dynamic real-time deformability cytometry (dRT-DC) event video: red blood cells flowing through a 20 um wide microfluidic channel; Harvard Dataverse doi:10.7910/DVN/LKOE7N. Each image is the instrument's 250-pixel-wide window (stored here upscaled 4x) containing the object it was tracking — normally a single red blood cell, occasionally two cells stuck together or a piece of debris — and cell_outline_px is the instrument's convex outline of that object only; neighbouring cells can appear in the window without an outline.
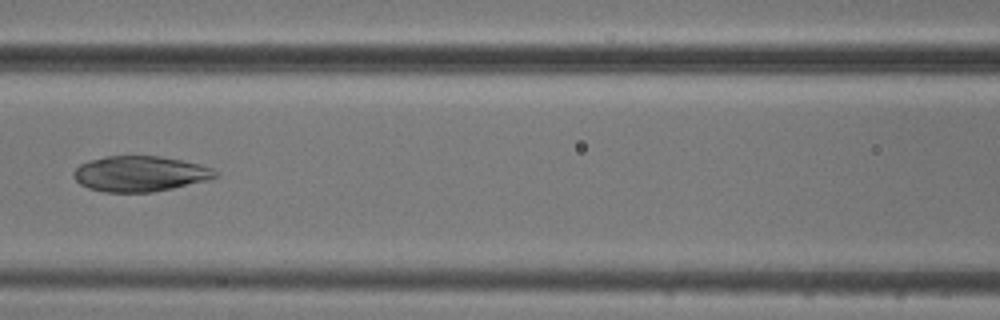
{"species": "common noctule bat (a hibernating species)", "species_latin": "Nyctalus noctula", "temperature_condition": "cold", "stored_images_in_passage": 9, "camera_frame_rate_fps": 3000, "um_per_image_px": 0.085, "animal": {"sex": "male", "body_mass_g": 20.5, "forearm_length_mm": 52.5}, "frame": {"image": 1, "passage_image": 6, "time_ms": 6.667, "image_size_px": [1000, 320], "cell_outline_px": [[220, 176], [172, 188], [152, 192], [104, 192], [88, 188], [80, 184], [72, 176], [72, 172], [80, 164], [88, 160], [104, 156], [160, 156], [180, 160], [212, 168], [220, 172]], "centroid_in_image_um": [11.85, 14.76], "position_along_channel_um": 154.7, "area_um2": 29.25}}
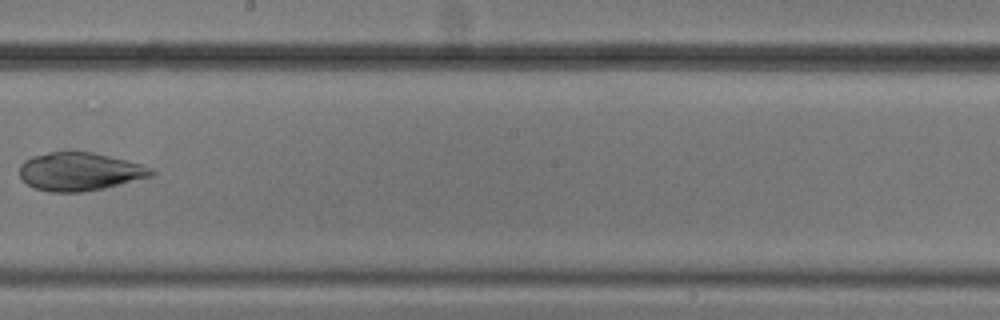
{"frame": {"image": 2, "passage_image": 8, "time_ms": 9.0, "image_size_px": [1000, 320], "cell_outline_px": [[156, 176], [104, 188], [84, 192], [48, 192], [32, 188], [20, 176], [20, 164], [24, 160], [32, 156], [48, 152], [92, 152], [140, 164], [152, 168], [156, 172]], "centroid_in_image_um": [6.78, 14.6], "position_along_channel_um": 241.4, "area_um2": 29.48}}
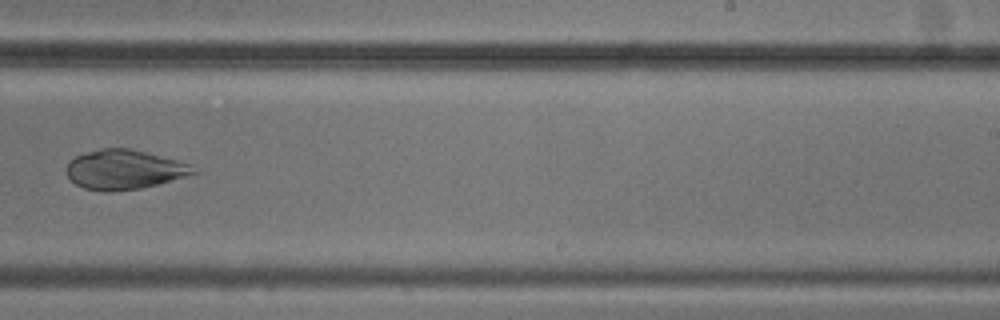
{"frame": {"image": 3, "passage_image": 9, "time_ms": 10.0, "image_size_px": [1000, 320], "cell_outline_px": [[200, 172], [156, 184], [140, 188], [104, 192], [84, 188], [76, 184], [68, 176], [68, 164], [76, 156], [100, 148], [128, 148], [176, 160], [188, 164], [196, 168]], "centroid_in_image_um": [10.56, 14.42], "position_along_channel_um": 278.4, "area_um2": 28.61}}